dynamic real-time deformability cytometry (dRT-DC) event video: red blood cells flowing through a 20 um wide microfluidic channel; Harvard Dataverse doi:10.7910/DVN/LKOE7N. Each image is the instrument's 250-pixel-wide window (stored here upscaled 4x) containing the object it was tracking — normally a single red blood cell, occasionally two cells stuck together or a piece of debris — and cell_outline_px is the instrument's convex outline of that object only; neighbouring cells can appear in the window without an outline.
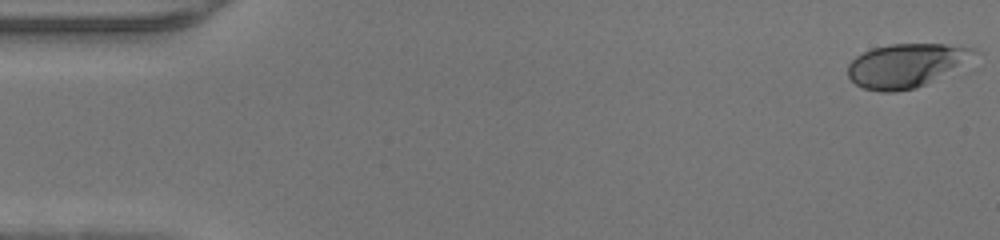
{"species": "human", "species_latin": "Homo sapiens", "temperature_condition": "warm", "stored_images_in_passage": 47, "camera_frame_rate_fps": 3000, "um_per_image_px": 0.085, "donor": {"sex": "male"}, "frame": {"image": 1, "passage_image": 1, "time_ms": 0.0, "image_size_px": [1000, 240], "cell_outline_px": [[984, 52], [924, 84], [916, 88], [896, 92], [880, 92], [864, 88], [856, 84], [848, 76], [848, 64], [856, 56], [872, 48], [892, 44], [944, 44], [976, 48]], "centroid_in_image_um": [77.02, 5.55], "position_along_channel_um": 8.0, "area_um2": 31.91}}
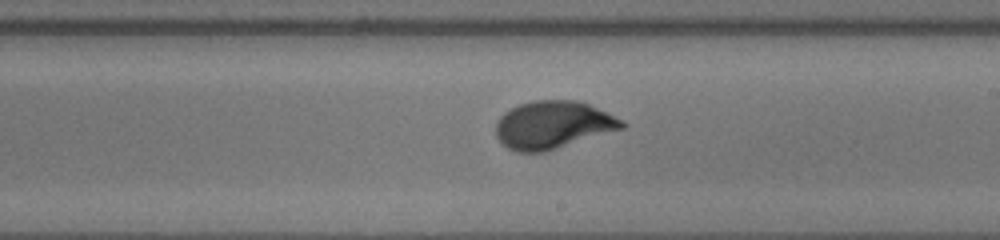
{"frame": {"image": 2, "passage_image": 27, "time_ms": 8.667, "image_size_px": [1000, 240], "cell_outline_px": [[628, 124], [624, 128], [544, 152], [516, 152], [508, 148], [496, 136], [496, 120], [504, 112], [520, 104], [532, 100], [576, 100], [588, 104], [624, 120]], "centroid_in_image_um": [47.0, 10.61], "position_along_channel_um": 242.0, "area_um2": 34.97}}
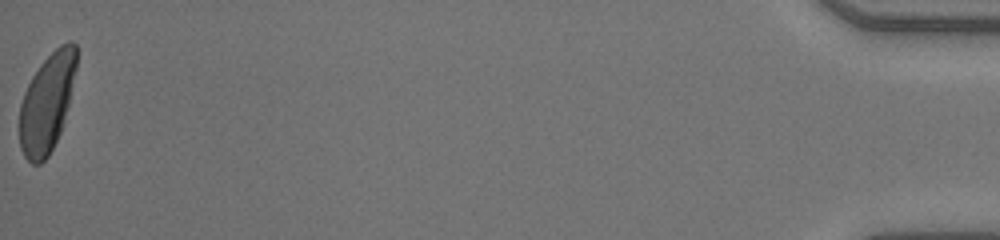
{"frame": {"image": 3, "passage_image": 47, "time_ms": 15.333, "image_size_px": [1000, 240], "cell_outline_px": [[76, 68], [64, 124], [48, 156], [40, 164], [32, 164], [24, 156], [20, 148], [20, 104], [24, 92], [32, 76], [40, 64], [60, 44], [68, 40], [72, 40], [76, 44]], "centroid_in_image_um": [3.99, 8.73], "position_along_channel_um": 431.2, "area_um2": 32.54}}